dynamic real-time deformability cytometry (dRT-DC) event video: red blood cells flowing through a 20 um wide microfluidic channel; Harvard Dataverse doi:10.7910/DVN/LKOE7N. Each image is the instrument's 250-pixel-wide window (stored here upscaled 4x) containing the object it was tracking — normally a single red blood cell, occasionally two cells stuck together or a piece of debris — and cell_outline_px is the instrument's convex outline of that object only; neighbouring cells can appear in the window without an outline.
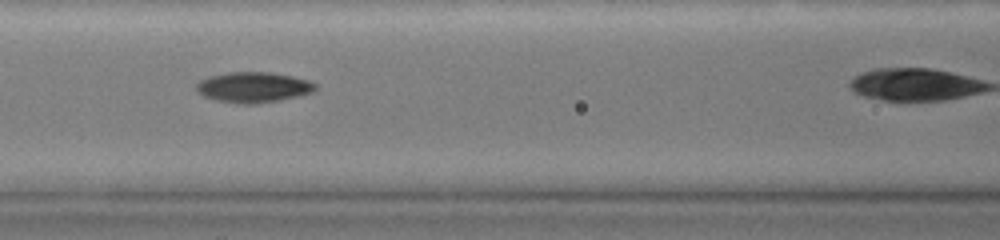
{"species": "common noctule bat (a hibernating species)", "species_latin": "Nyctalus noctula", "temperature_condition": "warm", "stored_images_in_passage": 32, "camera_frame_rate_fps": 3000, "um_per_image_px": 0.085, "animal": {"sex": "female", "body_mass_g": 19.0, "forearm_length_mm": 51.5}, "frame": {"image": 1, "passage_image": 12, "time_ms": 4.667, "image_size_px": [1000, 240], "cell_outline_px": [[316, 88], [312, 92], [300, 96], [280, 100], [256, 104], [240, 104], [216, 100], [204, 96], [196, 88], [196, 84], [200, 80], [208, 76], [228, 72], [268, 72], [292, 76], [308, 80], [316, 84]], "centroid_in_image_um": [21.54, 7.42], "position_along_channel_um": 145.1, "area_um2": 21.15}}
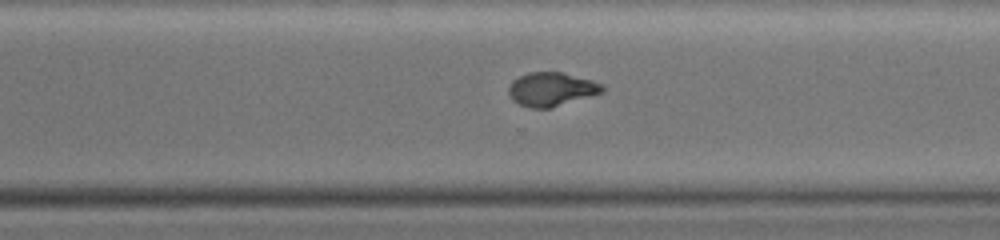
{"frame": {"image": 2, "passage_image": 26, "time_ms": 9.667, "image_size_px": [1000, 240], "cell_outline_px": [[604, 92], [548, 108], [528, 108], [512, 100], [508, 92], [508, 88], [512, 80], [528, 72], [564, 72], [592, 80], [604, 84]], "centroid_in_image_um": [46.87, 7.57], "position_along_channel_um": 323.7, "area_um2": 18.44}}
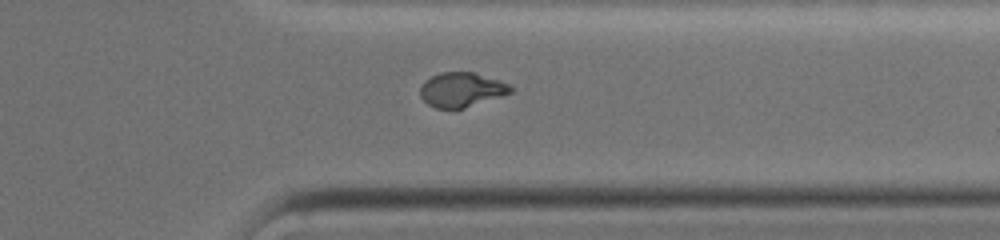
{"frame": {"image": 3, "passage_image": 30, "time_ms": 11.0, "image_size_px": [1000, 240], "cell_outline_px": [[512, 92], [464, 108], [436, 108], [428, 104], [420, 96], [420, 84], [424, 80], [440, 72], [476, 72], [512, 84]], "centroid_in_image_um": [39.22, 7.6], "position_along_channel_um": 372.2, "area_um2": 18.26}}